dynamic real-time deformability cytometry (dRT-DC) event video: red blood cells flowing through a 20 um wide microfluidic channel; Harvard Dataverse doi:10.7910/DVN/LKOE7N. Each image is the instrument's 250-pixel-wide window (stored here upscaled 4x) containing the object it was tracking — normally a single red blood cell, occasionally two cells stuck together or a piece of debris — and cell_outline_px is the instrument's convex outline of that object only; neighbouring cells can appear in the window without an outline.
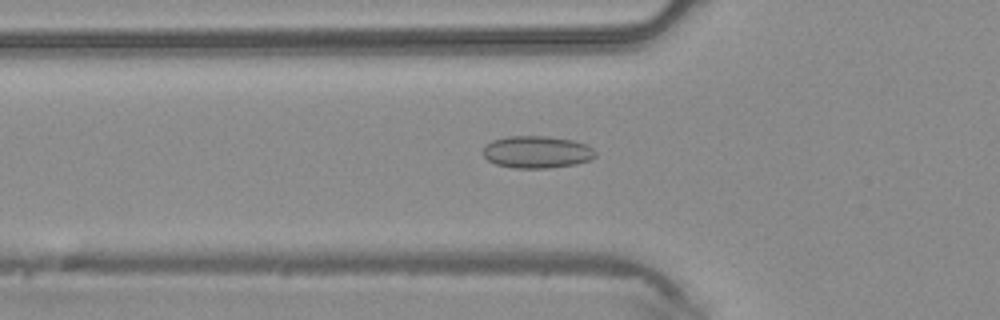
{"species": "common noctule bat (a hibernating species)", "species_latin": "Nyctalus noctula", "temperature_condition": "warm", "stored_images_in_passage": 46, "camera_frame_rate_fps": 3000, "um_per_image_px": 0.085, "animal": {"sex": "male", "body_mass_g": 20.4}, "frame": {"image": 1, "passage_image": 16, "time_ms": 5.0, "image_size_px": [1000, 320], "cell_outline_px": [[596, 156], [592, 160], [576, 164], [548, 168], [516, 168], [496, 164], [488, 160], [484, 156], [484, 148], [492, 140], [508, 136], [544, 136], [572, 140], [588, 144], [596, 152]], "centroid_in_image_um": [45.68, 12.92], "position_along_channel_um": 80.1, "area_um2": 21.1}}
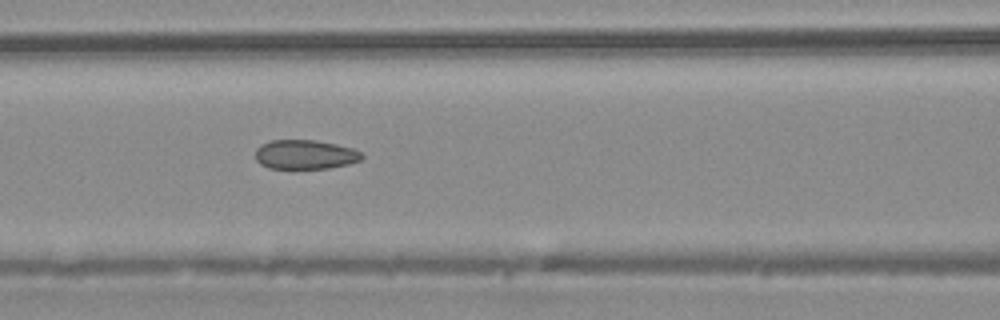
{"frame": {"image": 2, "passage_image": 20, "time_ms": 6.333, "image_size_px": [1000, 320], "cell_outline_px": [[364, 156], [360, 160], [348, 164], [328, 168], [268, 168], [260, 164], [256, 160], [256, 148], [260, 144], [272, 140], [316, 140], [336, 144], [352, 148], [360, 152]], "centroid_in_image_um": [25.91, 13.13], "position_along_channel_um": 140.7, "area_um2": 18.15}}
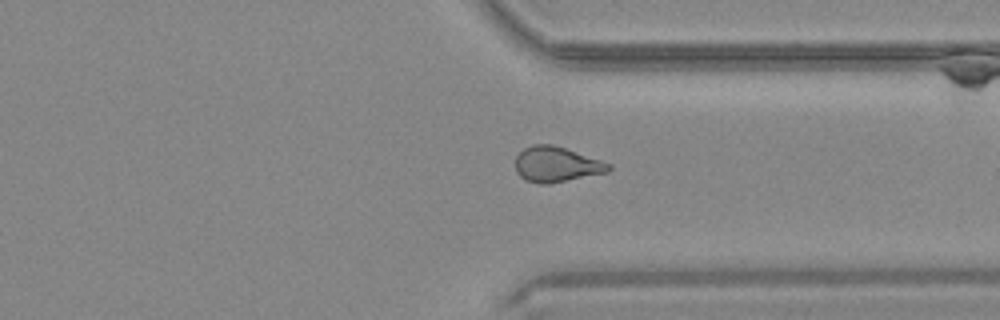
{"frame": {"image": 3, "passage_image": 35, "time_ms": 11.333, "image_size_px": [1000, 320], "cell_outline_px": [[612, 168], [608, 172], [548, 184], [540, 184], [524, 180], [516, 172], [516, 156], [524, 148], [532, 144], [552, 144], [612, 164]], "centroid_in_image_um": [47.28, 13.98], "position_along_channel_um": 364.1, "area_um2": 19.13}}